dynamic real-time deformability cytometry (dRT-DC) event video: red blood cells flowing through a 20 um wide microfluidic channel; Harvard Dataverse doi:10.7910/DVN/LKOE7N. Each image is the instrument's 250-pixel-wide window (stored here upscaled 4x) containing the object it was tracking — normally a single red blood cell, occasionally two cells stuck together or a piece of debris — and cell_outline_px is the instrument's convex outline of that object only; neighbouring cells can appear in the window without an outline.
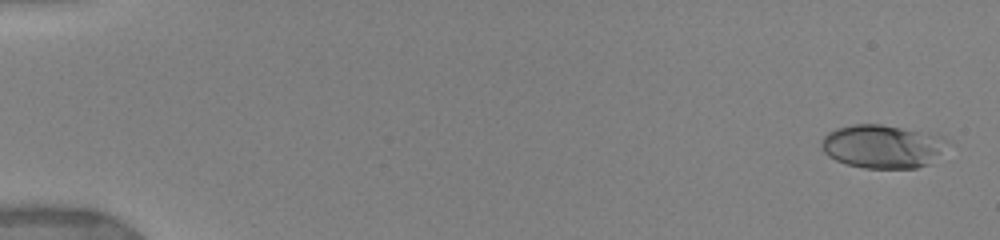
{"species": "human", "species_latin": "Homo sapiens", "temperature_condition": "warm", "stored_images_in_passage": 25, "camera_frame_rate_fps": 3000, "um_per_image_px": 0.085, "donor": {"sex": "female"}, "frame": {"image": 1, "passage_image": 1, "time_ms": 0.0, "image_size_px": [1000, 240], "cell_outline_px": [[944, 140], [940, 152], [928, 164], [916, 168], [864, 168], [844, 164], [828, 156], [824, 152], [820, 144], [820, 140], [828, 132], [836, 128], [852, 124], [880, 124], [944, 136]], "centroid_in_image_um": [74.9, 12.44], "position_along_channel_um": 10.1, "area_um2": 31.5}}
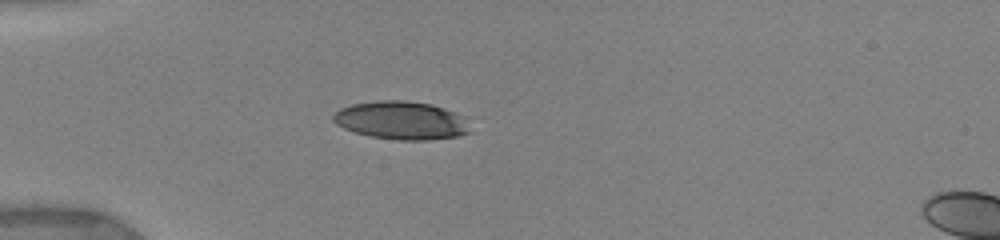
{"frame": {"image": 2, "passage_image": 17, "time_ms": 4.667, "image_size_px": [1000, 240], "cell_outline_px": [[472, 132], [456, 136], [428, 140], [400, 140], [372, 136], [356, 132], [344, 128], [336, 124], [332, 120], [332, 116], [340, 108], [352, 104], [380, 100], [404, 100], [432, 104], [444, 108], [460, 116]], "centroid_in_image_um": [34.07, 10.23], "position_along_channel_um": 50.9, "area_um2": 30.06}}